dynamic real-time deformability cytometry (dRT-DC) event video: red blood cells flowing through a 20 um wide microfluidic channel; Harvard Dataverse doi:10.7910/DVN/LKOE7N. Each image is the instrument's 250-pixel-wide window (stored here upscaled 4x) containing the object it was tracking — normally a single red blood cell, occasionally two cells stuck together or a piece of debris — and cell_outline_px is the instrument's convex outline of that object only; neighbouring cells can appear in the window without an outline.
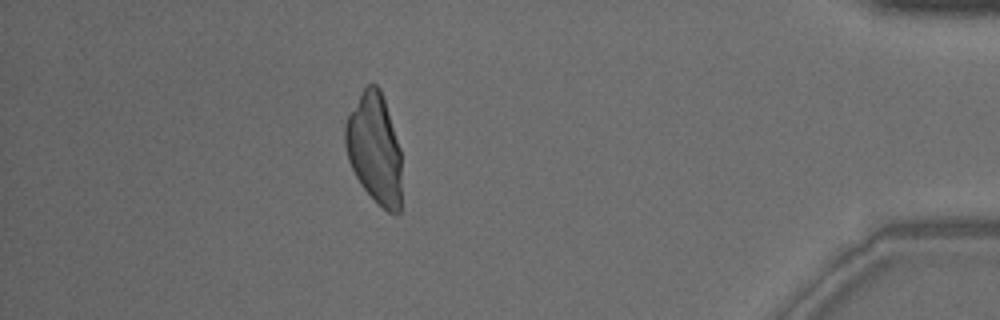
{"species": "common noctule bat (a hibernating species)", "species_latin": "Nyctalus noctula", "temperature_condition": "warm", "stored_images_in_passage": 41, "camera_frame_rate_fps": 3000, "um_per_image_px": 0.085, "animal": {"sex": "male", "body_mass_g": 18.8}, "frame": {"image": 1, "passage_image": 35, "time_ms": 11.333, "image_size_px": [1000, 320], "cell_outline_px": [[400, 212], [396, 216], [388, 212], [360, 184], [348, 160], [344, 144], [344, 124], [348, 116], [364, 88], [368, 84], [376, 84], [380, 88], [400, 148]], "centroid_in_image_um": [31.82, 12.63], "position_along_channel_um": 403.4, "area_um2": 35.78}}